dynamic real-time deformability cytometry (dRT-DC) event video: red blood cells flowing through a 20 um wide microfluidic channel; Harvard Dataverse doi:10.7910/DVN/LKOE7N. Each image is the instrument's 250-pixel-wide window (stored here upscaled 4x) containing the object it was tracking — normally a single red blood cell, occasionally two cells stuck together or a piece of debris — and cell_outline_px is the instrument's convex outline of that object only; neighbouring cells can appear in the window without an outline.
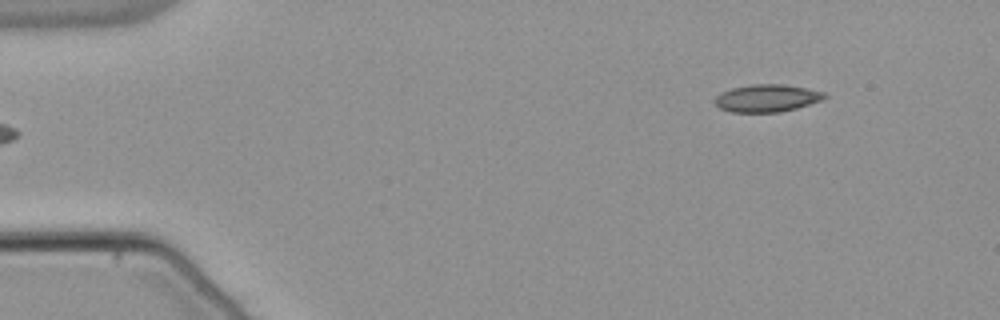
{"species": "common noctule bat (a hibernating species)", "species_latin": "Nyctalus noctula", "temperature_condition": "warm", "stored_images_in_passage": 48, "camera_frame_rate_fps": 3000, "um_per_image_px": 0.085, "animal": {"sex": "male", "body_mass_g": 21.5, "forearm_length_mm": 52.0}, "frame": {"image": 1, "passage_image": 1, "time_ms": 0.0, "image_size_px": [1000, 320], "cell_outline_px": [[828, 96], [824, 100], [796, 108], [780, 112], [732, 112], [720, 108], [712, 100], [720, 92], [732, 88], [752, 84], [784, 84], [824, 92]], "centroid_in_image_um": [65.18, 8.34], "position_along_channel_um": 19.8, "area_um2": 17.63}}
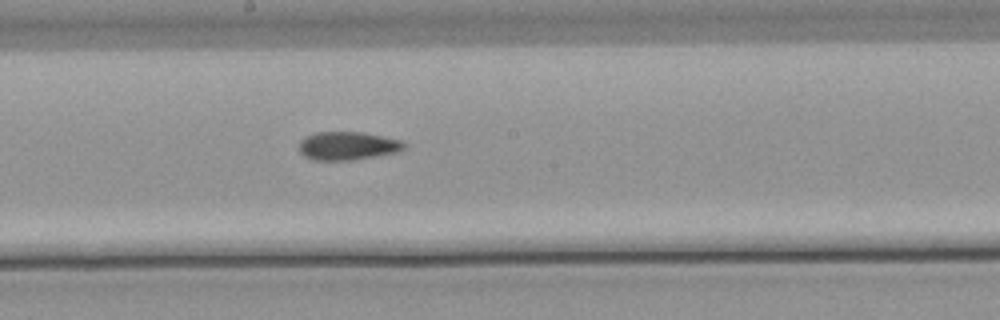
{"frame": {"image": 2, "passage_image": 24, "time_ms": 7.667, "image_size_px": [1000, 320], "cell_outline_px": [[408, 148], [396, 152], [348, 160], [316, 160], [304, 156], [300, 152], [300, 140], [304, 136], [316, 132], [364, 132], [400, 140], [408, 144]], "centroid_in_image_um": [29.56, 12.38], "position_along_channel_um": 218.6, "area_um2": 17.28}}
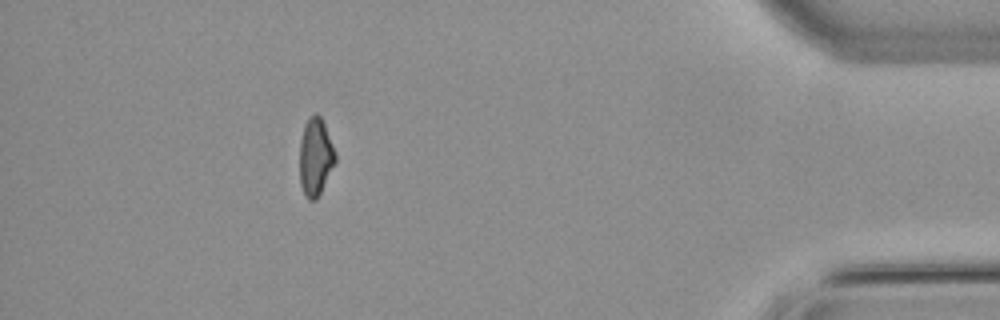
{"frame": {"image": 3, "passage_image": 43, "time_ms": 14.0, "image_size_px": [1000, 320], "cell_outline_px": [[336, 164], [316, 200], [308, 200], [304, 196], [300, 184], [300, 140], [304, 124], [308, 116], [316, 112], [320, 116], [324, 124], [336, 156]], "centroid_in_image_um": [26.8, 13.35], "position_along_channel_um": 408.4, "area_um2": 16.3}, "authors_computed_cell_mechanics": {"area_um2": 17.1666, "velocity_mm_per_s": 3.8275, "shape_relaxation_time_tau1_ms": null, "shape_relaxation_time_tau2_ms": 5.8192, "deformation_change_tau1": null, "deformation_change_tau2": 0.1288}}